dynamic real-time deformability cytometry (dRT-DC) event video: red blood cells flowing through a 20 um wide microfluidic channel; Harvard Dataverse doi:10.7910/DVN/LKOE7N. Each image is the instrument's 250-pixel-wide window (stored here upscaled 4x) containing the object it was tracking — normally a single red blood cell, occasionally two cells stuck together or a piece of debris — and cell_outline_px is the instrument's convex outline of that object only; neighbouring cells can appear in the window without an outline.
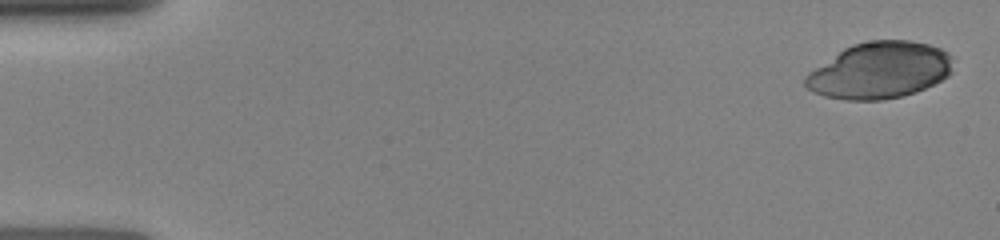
{"species": "human", "species_latin": "Homo sapiens", "temperature_condition": "room temperature", "stored_images_in_passage": 49, "camera_frame_rate_fps": 3000, "um_per_image_px": 0.085, "donor": {"sex": "female"}, "frame": {"image": 1, "passage_image": 1, "time_ms": 0.0, "image_size_px": [1000, 240], "cell_outline_px": [[952, 72], [948, 76], [916, 92], [900, 96], [880, 100], [844, 100], [824, 96], [808, 88], [804, 84], [804, 76], [808, 72], [844, 48], [852, 44], [872, 40], [908, 40], [928, 44], [940, 48], [948, 56]], "centroid_in_image_um": [74.72, 5.98], "position_along_channel_um": 10.3, "area_um2": 48.09}}
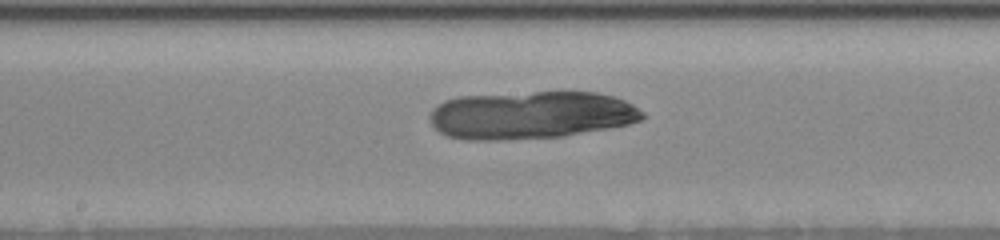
{"frame": {"image": 2, "passage_image": 26, "time_ms": 8.0, "image_size_px": [1000, 240], "cell_outline_px": [[644, 116], [640, 120], [628, 124], [564, 136], [496, 140], [464, 140], [448, 136], [440, 132], [428, 120], [428, 116], [432, 108], [436, 104], [444, 100], [460, 96], [536, 92], [596, 92], [616, 96], [632, 104], [644, 112]], "centroid_in_image_um": [45.09, 9.77], "position_along_channel_um": 203.1, "area_um2": 59.36}}
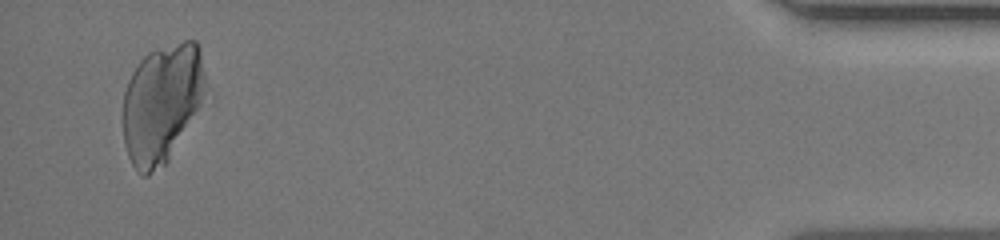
{"frame": {"image": 3, "passage_image": 47, "time_ms": 15.0, "image_size_px": [1000, 240], "cell_outline_px": [[204, 92], [196, 108], [168, 160], [164, 164], [148, 176], [144, 176], [136, 172], [128, 156], [124, 144], [124, 92], [128, 80], [132, 72], [140, 60], [148, 52], [156, 48], [184, 40], [196, 40], [200, 48], [204, 76]], "centroid_in_image_um": [13.71, 8.75], "position_along_channel_um": 421.5, "area_um2": 56.12}}